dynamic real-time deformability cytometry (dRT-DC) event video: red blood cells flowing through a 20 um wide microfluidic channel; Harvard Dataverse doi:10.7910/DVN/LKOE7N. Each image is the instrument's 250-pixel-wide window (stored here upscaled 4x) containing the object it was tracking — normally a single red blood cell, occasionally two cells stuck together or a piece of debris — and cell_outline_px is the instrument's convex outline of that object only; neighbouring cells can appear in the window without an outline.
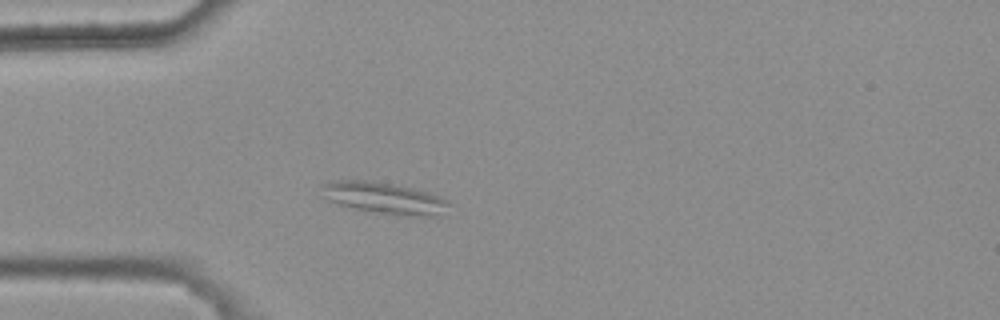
{"species": "common noctule bat (a hibernating species)", "species_latin": "Nyctalus noctula", "temperature_condition": "warm", "stored_images_in_passage": 5, "camera_frame_rate_fps": 3000, "um_per_image_px": 0.085, "animal": {"sex": "female", "body_mass_g": 25.1}, "frame": {"image": 1, "passage_image": 5, "time_ms": 1.333, "image_size_px": [1000, 320], "cell_outline_px": [[452, 204], [436, 216], [396, 216], [356, 208], [340, 204], [328, 200], [324, 196], [320, 184], [332, 180], [364, 180], [412, 188], [428, 192], [440, 196], [448, 200]], "centroid_in_image_um": [32.67, 16.84], "position_along_channel_um": 52.3, "area_um2": 23.24}}